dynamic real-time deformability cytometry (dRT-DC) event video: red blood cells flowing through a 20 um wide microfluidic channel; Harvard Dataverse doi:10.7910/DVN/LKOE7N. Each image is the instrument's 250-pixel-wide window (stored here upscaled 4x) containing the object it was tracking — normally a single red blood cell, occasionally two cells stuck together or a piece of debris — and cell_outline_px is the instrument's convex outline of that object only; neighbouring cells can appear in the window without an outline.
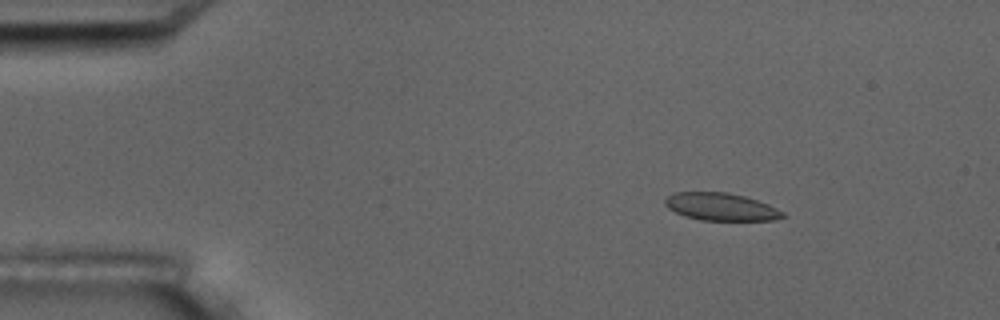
{"species": "common noctule bat (a hibernating species)", "species_latin": "Nyctalus noctula", "temperature_condition": "room temperature", "stored_images_in_passage": 4, "camera_frame_rate_fps": 3000, "um_per_image_px": 0.085, "animal": {"sex": "male", "body_mass_g": 17.5, "forearm_length_mm": 52.3}, "frame": {"image": 1, "passage_image": 2, "time_ms": 2.0, "image_size_px": [1000, 320], "cell_outline_px": [[784, 216], [772, 220], [700, 220], [684, 216], [668, 208], [664, 204], [664, 200], [668, 196], [676, 192], [728, 192], [744, 196], [768, 204], [784, 212]], "centroid_in_image_um": [61.25, 17.57], "position_along_channel_um": 23.8, "area_um2": 18.79}}